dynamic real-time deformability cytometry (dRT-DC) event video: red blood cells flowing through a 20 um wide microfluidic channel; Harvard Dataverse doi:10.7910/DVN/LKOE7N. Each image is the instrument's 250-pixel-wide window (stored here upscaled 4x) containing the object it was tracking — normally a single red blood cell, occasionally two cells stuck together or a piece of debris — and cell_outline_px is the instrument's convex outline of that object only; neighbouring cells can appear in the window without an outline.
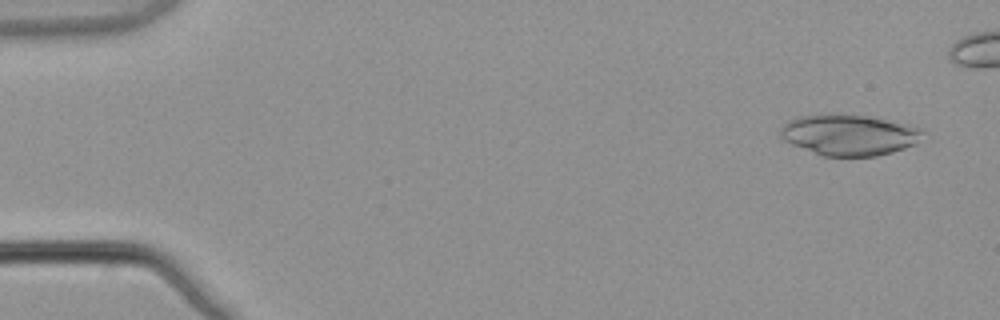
{"species": "common noctule bat (a hibernating species)", "species_latin": "Nyctalus noctula", "temperature_condition": "warm", "stored_images_in_passage": 47, "camera_frame_rate_fps": 3000, "um_per_image_px": 0.085, "animal": {"sex": "male", "body_mass_g": 21.5, "forearm_length_mm": 52.0}, "frame": {"image": 1, "passage_image": 3, "time_ms": 0.667, "image_size_px": [1000, 320], "cell_outline_px": [[920, 132], [916, 144], [892, 152], [876, 156], [824, 156], [792, 144], [784, 140], [780, 136], [780, 128], [788, 120], [796, 116], [868, 116], [920, 128]], "centroid_in_image_um": [72.12, 11.5], "position_along_channel_um": 12.9, "area_um2": 32.77}}